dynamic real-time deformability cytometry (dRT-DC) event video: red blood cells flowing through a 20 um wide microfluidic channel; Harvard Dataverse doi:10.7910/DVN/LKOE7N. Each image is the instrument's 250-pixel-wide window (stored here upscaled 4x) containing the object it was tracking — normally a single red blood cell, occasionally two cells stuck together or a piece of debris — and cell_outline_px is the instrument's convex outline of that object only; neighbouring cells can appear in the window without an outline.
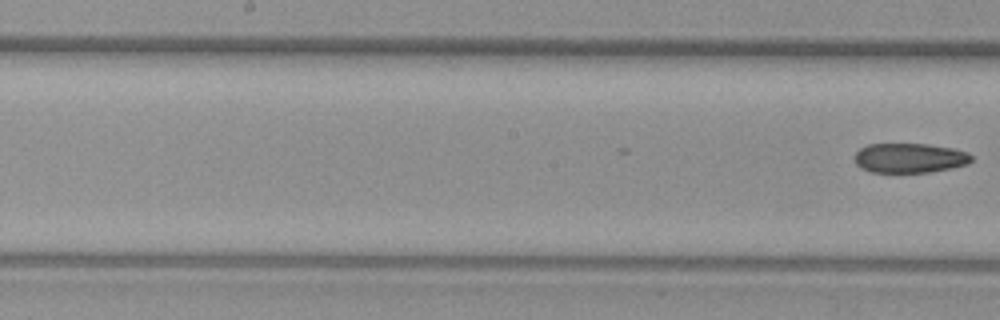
{"species": "common noctule bat (a hibernating species)", "species_latin": "Nyctalus noctula", "temperature_condition": "warm", "stored_images_in_passage": 25, "camera_frame_rate_fps": 3000, "um_per_image_px": 0.085, "animal": {"sex": "female", "body_mass_g": 29.2, "forearm_length_mm": 56.3}, "frame": {"image": 1, "passage_image": 25, "time_ms": 8.0, "image_size_px": [1000, 320], "cell_outline_px": [[972, 160], [968, 164], [952, 168], [928, 172], [872, 172], [860, 168], [856, 164], [856, 152], [860, 148], [868, 144], [928, 144], [952, 148], [968, 152], [972, 156]], "centroid_in_image_um": [77.34, 13.43], "position_along_channel_um": 170.9, "area_um2": 20.17}}